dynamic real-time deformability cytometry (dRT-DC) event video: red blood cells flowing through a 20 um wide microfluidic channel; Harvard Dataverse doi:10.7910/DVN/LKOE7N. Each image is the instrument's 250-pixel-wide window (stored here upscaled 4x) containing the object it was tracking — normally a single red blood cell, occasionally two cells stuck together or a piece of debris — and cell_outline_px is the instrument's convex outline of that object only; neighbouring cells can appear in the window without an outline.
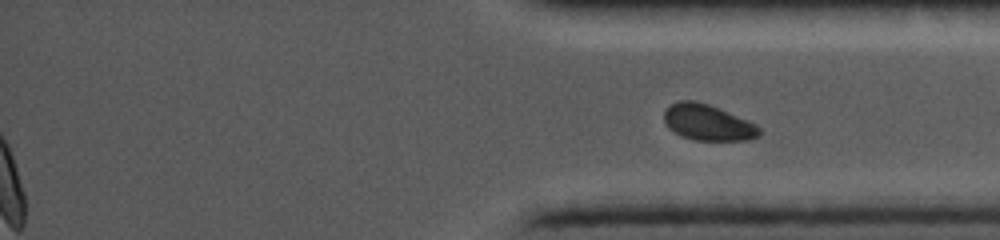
{"species": "common noctule bat (a hibernating species)", "species_latin": "Nyctalus noctula", "temperature_condition": "cold", "stored_images_in_passage": 29, "segment_of_instrument_passage": [2, 2], "camera_frame_rate_fps": 5000, "um_per_image_px": 0.085, "animal": {"sex": "female", "body_mass_g": 19.0, "forearm_length_mm": 56.7}, "frame": {"image": 1, "passage_image": 29, "time_ms": 15.4, "image_size_px": [1000, 240], "cell_outline_px": [[764, 132], [760, 136], [748, 140], [692, 140], [668, 128], [664, 124], [664, 112], [672, 104], [680, 100], [692, 100], [708, 104], [748, 120], [756, 124]], "centroid_in_image_um": [60.2, 10.42], "position_along_channel_um": 375.0, "area_um2": 19.94}}